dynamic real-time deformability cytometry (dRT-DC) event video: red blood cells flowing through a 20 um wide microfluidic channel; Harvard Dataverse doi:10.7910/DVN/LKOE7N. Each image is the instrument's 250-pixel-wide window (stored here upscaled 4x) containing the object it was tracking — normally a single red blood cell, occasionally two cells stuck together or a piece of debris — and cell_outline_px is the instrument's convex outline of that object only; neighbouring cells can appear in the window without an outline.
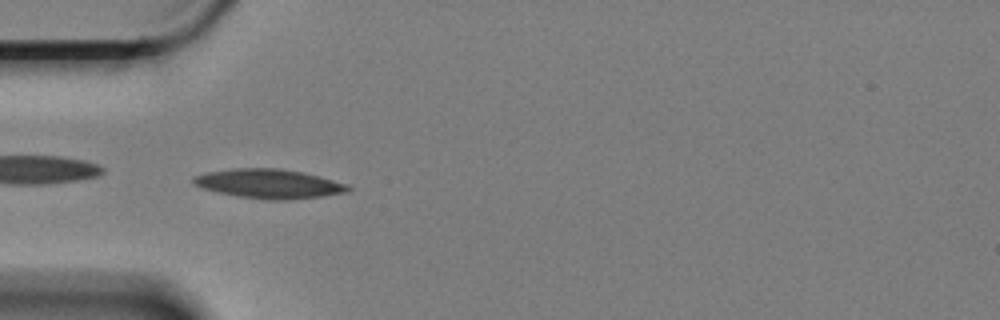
{"species": "Egyptian fruit bat (a non-hibernating species)", "species_latin": "Rousettus aegyptiacus", "temperature_condition": "cold", "stored_images_in_passage": 34, "camera_frame_rate_fps": 3000, "um_per_image_px": 0.085, "animal": {"sex": "female"}, "frame": {"image": 1, "passage_image": 1, "time_ms": 0.0, "image_size_px": [1000, 320], "cell_outline_px": [[352, 188], [348, 192], [320, 196], [284, 200], [264, 200], [240, 196], [220, 192], [204, 188], [192, 184], [192, 180], [196, 176], [208, 172], [232, 168], [280, 168], [304, 172], [348, 184]], "centroid_in_image_um": [22.9, 15.61], "position_along_channel_um": 62.1, "area_um2": 26.18}}
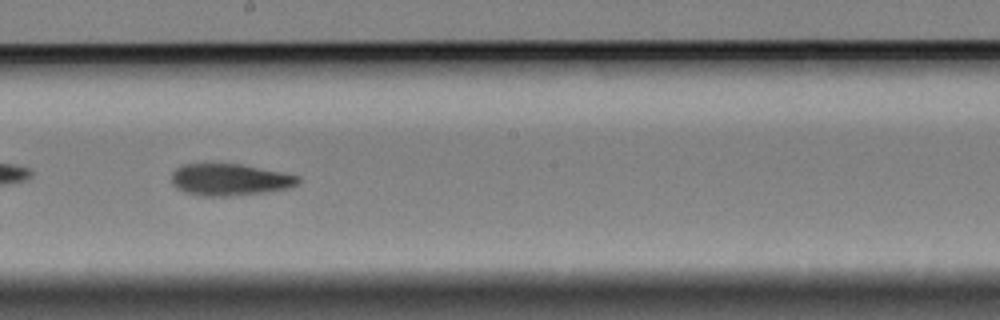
{"frame": {"image": 2, "passage_image": 16, "time_ms": 5.0, "image_size_px": [1000, 320], "cell_outline_px": [[300, 180], [292, 188], [264, 192], [228, 196], [200, 196], [184, 192], [176, 188], [172, 184], [172, 172], [176, 168], [184, 164], [240, 164], [300, 176]], "centroid_in_image_um": [19.51, 15.28], "position_along_channel_um": 228.7, "area_um2": 23.41}}
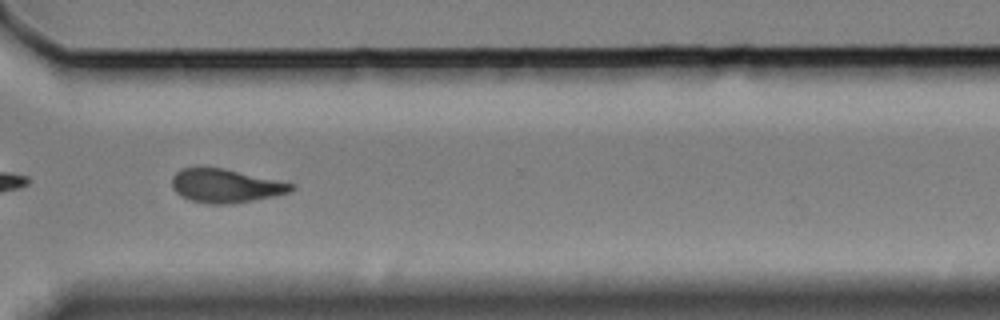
{"frame": {"image": 3, "passage_image": 27, "time_ms": 8.667, "image_size_px": [1000, 320], "cell_outline_px": [[296, 188], [288, 192], [272, 196], [232, 204], [208, 204], [192, 200], [180, 196], [172, 188], [172, 176], [180, 168], [224, 168], [276, 180], [292, 184]], "centroid_in_image_um": [19.12, 15.8], "position_along_channel_um": 351.5, "area_um2": 23.06}, "authors_computed_cell_mechanics": {"area_um2": 23.8136, "velocity_mm_per_s": 3.3533, "shape_relaxation_time_tau1_ms": 6.7431, "shape_relaxation_time_tau2_ms": 5.7307, "deformation_change_tau1": 0.1594, "deformation_change_tau2": 0.1278}}